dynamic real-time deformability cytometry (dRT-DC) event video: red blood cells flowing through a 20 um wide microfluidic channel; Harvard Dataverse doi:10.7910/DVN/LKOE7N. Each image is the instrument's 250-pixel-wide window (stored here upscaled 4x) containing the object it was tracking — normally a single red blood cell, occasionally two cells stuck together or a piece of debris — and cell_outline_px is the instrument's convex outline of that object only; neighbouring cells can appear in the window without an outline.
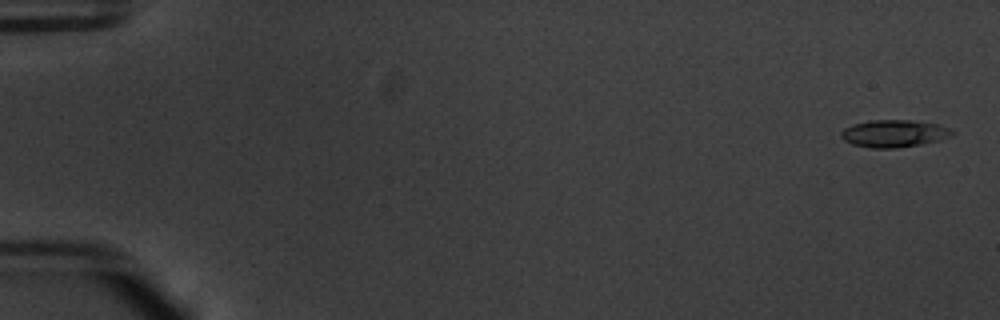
{"species": "common noctule bat (a hibernating species)", "species_latin": "Nyctalus noctula", "temperature_condition": "warm", "stored_images_in_passage": 8, "camera_frame_rate_fps": 3000, "um_per_image_px": 0.085, "animal": {"sex": "male", "body_mass_g": 20.1, "forearm_length_mm": 53.5}, "frame": {"image": 1, "passage_image": 2, "time_ms": 0.333, "image_size_px": [1000, 320], "cell_outline_px": [[956, 132], [940, 140], [920, 144], [896, 148], [872, 148], [852, 144], [844, 140], [840, 136], [840, 132], [844, 128], [852, 124], [868, 120], [912, 120], [940, 124]], "centroid_in_image_um": [75.96, 11.34], "position_along_channel_um": 9.0, "area_um2": 17.74}}